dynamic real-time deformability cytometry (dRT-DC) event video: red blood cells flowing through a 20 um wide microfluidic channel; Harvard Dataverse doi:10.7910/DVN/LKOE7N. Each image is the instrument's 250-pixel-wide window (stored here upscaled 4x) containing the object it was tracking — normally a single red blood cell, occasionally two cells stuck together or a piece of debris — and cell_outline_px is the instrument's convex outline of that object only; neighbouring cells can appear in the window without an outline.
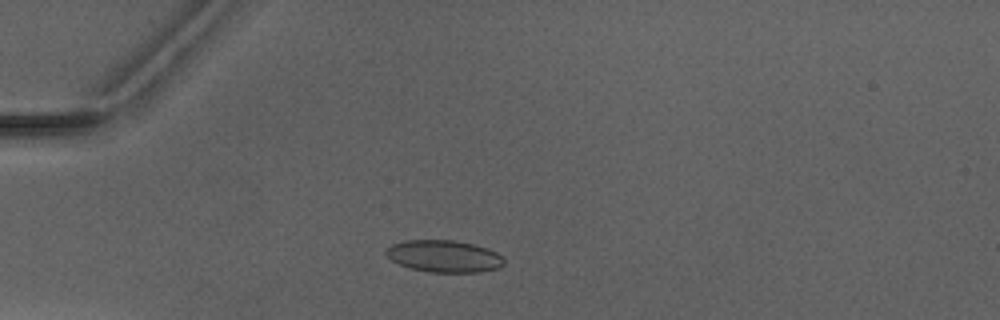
{"species": "Egyptian fruit bat (a non-hibernating species)", "species_latin": "Rousettus aegyptiacus", "temperature_condition": "warm", "stored_images_in_passage": 5, "camera_frame_rate_fps": 3000, "um_per_image_px": 0.085, "animal": {"sex": "male"}, "frame": {"image": 1, "passage_image": 2, "time_ms": 1.333, "image_size_px": [1000, 320], "cell_outline_px": [[504, 264], [500, 268], [480, 272], [432, 272], [412, 268], [400, 264], [392, 260], [384, 252], [384, 248], [392, 244], [404, 240], [456, 240], [472, 244], [496, 252], [504, 260]], "centroid_in_image_um": [37.72, 21.77], "position_along_channel_um": 47.3, "area_um2": 21.91}}
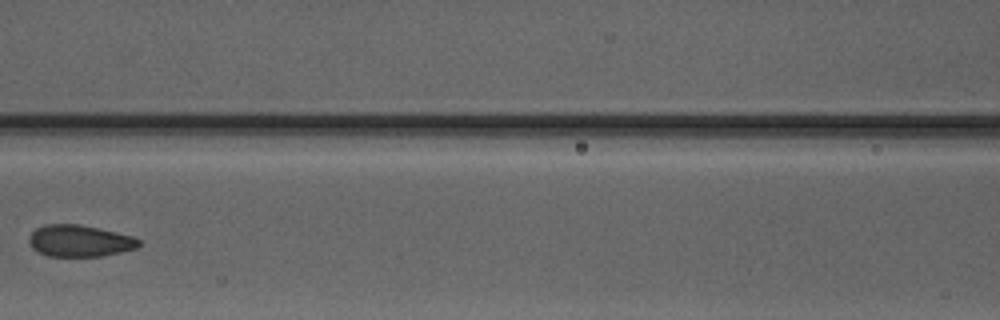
{"frame": {"image": 2, "passage_image": 5, "time_ms": 4.667, "image_size_px": [1000, 320], "cell_outline_px": [[140, 244], [136, 248], [120, 252], [100, 256], [48, 256], [32, 248], [28, 240], [28, 236], [36, 228], [44, 224], [80, 224], [116, 232], [132, 236], [140, 240]], "centroid_in_image_um": [6.74, 20.46], "position_along_channel_um": 159.9, "area_um2": 20.23}}